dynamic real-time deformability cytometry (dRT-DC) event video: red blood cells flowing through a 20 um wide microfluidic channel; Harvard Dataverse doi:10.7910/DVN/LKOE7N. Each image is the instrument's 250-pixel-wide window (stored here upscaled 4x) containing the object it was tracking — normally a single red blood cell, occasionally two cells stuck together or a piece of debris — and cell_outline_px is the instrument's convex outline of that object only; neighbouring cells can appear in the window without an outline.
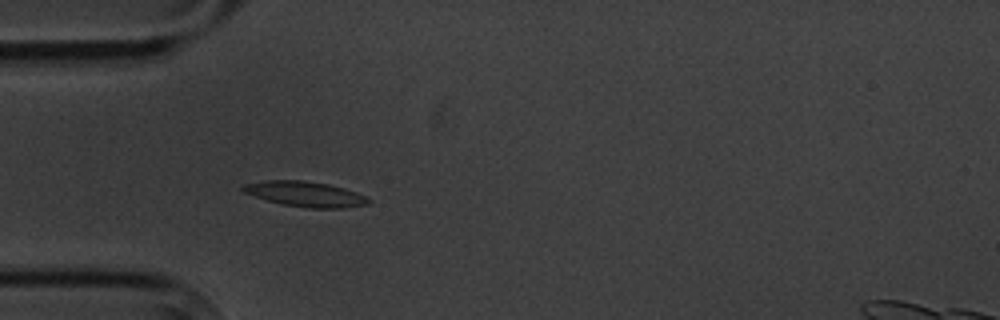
{"species": "common noctule bat (a hibernating species)", "species_latin": "Nyctalus noctula", "temperature_condition": "cold", "stored_images_in_passage": 2, "camera_frame_rate_fps": 3000, "um_per_image_px": 0.085, "animal": {"sex": "male", "body_mass_g": 20.1, "forearm_length_mm": 53.5}, "frame": {"image": 1, "passage_image": 2, "time_ms": 1.333, "image_size_px": [1000, 320], "cell_outline_px": [[372, 200], [368, 204], [340, 208], [308, 208], [284, 204], [268, 200], [244, 192], [240, 188], [244, 184], [268, 180], [304, 180], [328, 184], [344, 188], [368, 196]], "centroid_in_image_um": [26.0, 16.49], "position_along_channel_um": 59.0, "area_um2": 18.32}}